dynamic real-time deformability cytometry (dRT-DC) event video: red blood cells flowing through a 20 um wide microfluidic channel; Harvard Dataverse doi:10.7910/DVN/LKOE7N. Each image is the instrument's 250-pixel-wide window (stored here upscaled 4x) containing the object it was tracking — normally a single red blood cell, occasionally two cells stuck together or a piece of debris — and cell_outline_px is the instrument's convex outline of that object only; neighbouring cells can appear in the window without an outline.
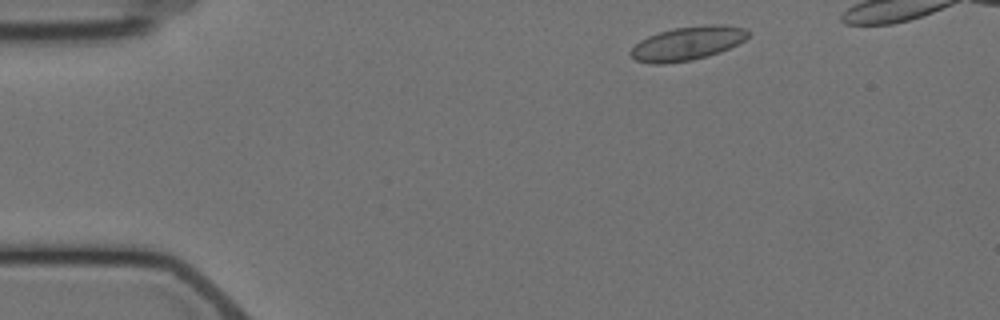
{"species": "Egyptian fruit bat (a non-hibernating species)", "species_latin": "Rousettus aegyptiacus", "temperature_condition": "cold", "stored_images_in_passage": 4, "camera_frame_rate_fps": 3000, "um_per_image_px": 0.085, "animal": {"sex": "female"}, "frame": {"image": 1, "passage_image": 1, "time_ms": 0.0, "image_size_px": [1000, 320], "cell_outline_px": [[748, 36], [744, 40], [720, 52], [708, 56], [692, 60], [664, 64], [652, 64], [636, 60], [628, 52], [640, 40], [648, 36], [672, 28], [708, 24], [724, 24], [744, 28], [748, 32]], "centroid_in_image_um": [58.41, 3.68], "position_along_channel_um": 26.6, "area_um2": 23.06}}